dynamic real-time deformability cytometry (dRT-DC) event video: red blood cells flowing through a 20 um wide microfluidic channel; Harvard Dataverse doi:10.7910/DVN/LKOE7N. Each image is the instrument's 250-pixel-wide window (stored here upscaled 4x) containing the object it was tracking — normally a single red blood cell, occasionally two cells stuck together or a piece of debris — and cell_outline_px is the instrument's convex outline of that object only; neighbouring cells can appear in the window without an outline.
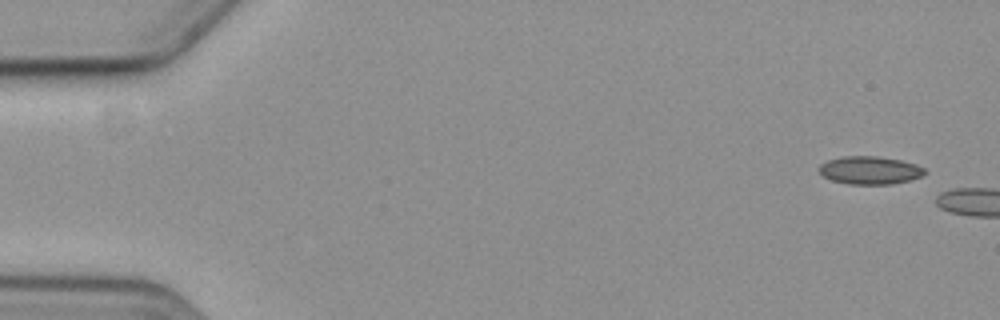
{"species": "common noctule bat (a hibernating species)", "species_latin": "Nyctalus noctula", "temperature_condition": "cold", "stored_images_in_passage": 3, "camera_frame_rate_fps": 3000, "um_per_image_px": 0.085, "animal": {"sex": "female", "body_mass_g": 19.3, "forearm_length_mm": 54.1}, "frame": {"image": 1, "passage_image": 1, "time_ms": 0.0, "image_size_px": [1000, 320], "cell_outline_px": [[928, 172], [924, 176], [912, 180], [892, 184], [848, 184], [832, 180], [820, 176], [816, 168], [820, 164], [828, 160], [840, 156], [876, 156], [900, 160], [916, 164], [924, 168]], "centroid_in_image_um": [73.92, 14.48], "position_along_channel_um": 11.1, "area_um2": 17.63}}